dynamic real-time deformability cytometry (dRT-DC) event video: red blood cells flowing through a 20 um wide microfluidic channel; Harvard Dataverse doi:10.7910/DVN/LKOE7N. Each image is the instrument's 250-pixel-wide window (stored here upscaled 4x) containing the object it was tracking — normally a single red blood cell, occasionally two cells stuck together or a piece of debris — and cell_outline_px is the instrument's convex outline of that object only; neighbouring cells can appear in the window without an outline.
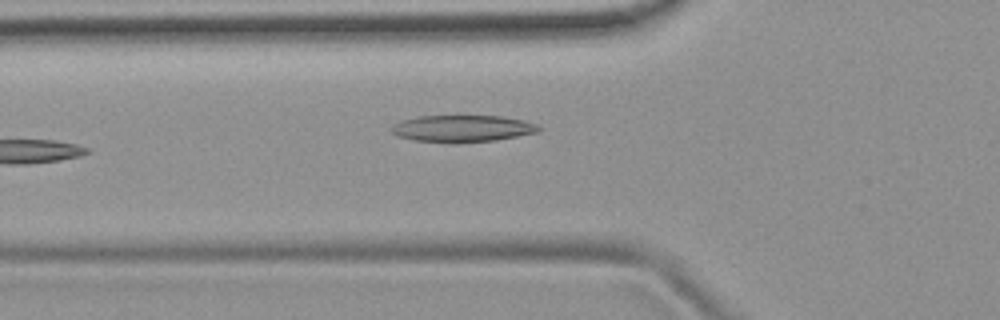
{"species": "common noctule bat (a hibernating species)", "species_latin": "Nyctalus noctula", "temperature_condition": "room temperature", "stored_images_in_passage": 5, "camera_frame_rate_fps": 3000, "um_per_image_px": 0.085, "animal": {"sex": "female", "body_mass_g": 19.9}, "frame": {"image": 1, "passage_image": 5, "time_ms": 6.667, "image_size_px": [1000, 320], "cell_outline_px": [[540, 132], [496, 140], [416, 140], [396, 136], [388, 128], [392, 124], [400, 120], [416, 116], [500, 116], [524, 120], [536, 124], [540, 128]], "centroid_in_image_um": [39.28, 10.88], "position_along_channel_um": 86.5, "area_um2": 22.31}}